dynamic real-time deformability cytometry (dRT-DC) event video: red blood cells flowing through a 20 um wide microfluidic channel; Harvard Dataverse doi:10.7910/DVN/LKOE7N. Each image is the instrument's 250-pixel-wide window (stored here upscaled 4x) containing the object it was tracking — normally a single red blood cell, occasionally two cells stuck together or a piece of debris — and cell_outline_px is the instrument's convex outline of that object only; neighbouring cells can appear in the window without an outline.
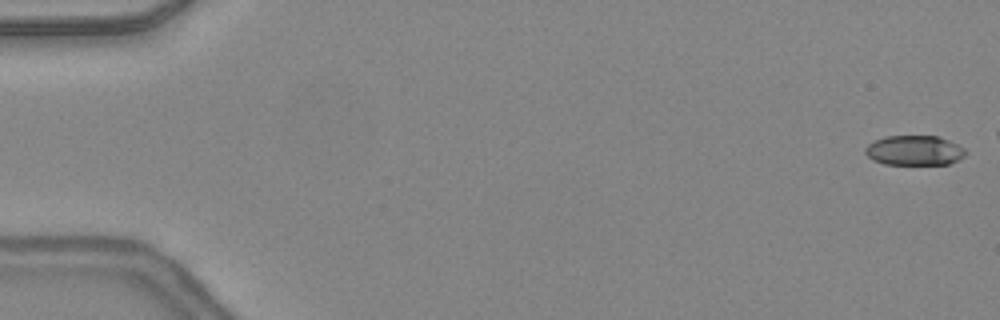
{"species": "common noctule bat (a hibernating species)", "species_latin": "Nyctalus noctula", "temperature_condition": "warm", "stored_images_in_passage": 41, "camera_frame_rate_fps": 3000, "um_per_image_px": 0.085, "animal": {"sex": "female", "body_mass_g": 24.6, "forearm_length_mm": 56.2}, "frame": {"image": 1, "passage_image": 1, "time_ms": 0.0, "image_size_px": [1000, 320], "cell_outline_px": [[968, 152], [964, 156], [948, 164], [884, 164], [872, 160], [864, 152], [864, 148], [872, 140], [884, 136], [936, 136], [948, 140], [964, 148]], "centroid_in_image_um": [77.67, 12.78], "position_along_channel_um": 7.3, "area_um2": 17.51}}
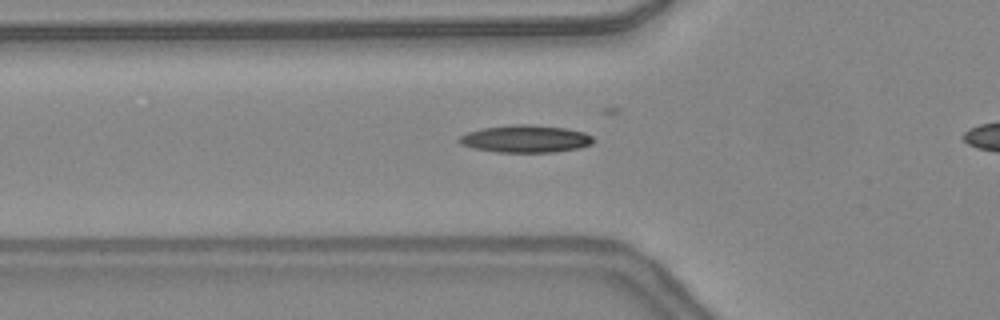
{"frame": {"image": 2, "passage_image": 17, "time_ms": 5.333, "image_size_px": [1000, 320], "cell_outline_px": [[596, 140], [592, 144], [580, 148], [556, 152], [496, 152], [472, 148], [460, 144], [456, 140], [460, 136], [468, 132], [484, 128], [516, 124], [528, 124], [564, 128], [584, 132], [592, 136]], "centroid_in_image_um": [44.69, 11.81], "position_along_channel_um": 81.1, "area_um2": 21.5}}
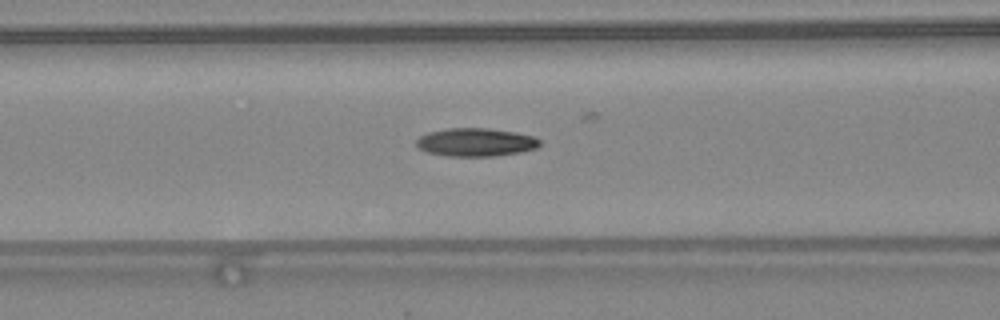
{"frame": {"image": 3, "passage_image": 20, "time_ms": 6.333, "image_size_px": [1000, 320], "cell_outline_px": [[540, 144], [536, 148], [520, 152], [496, 156], [448, 156], [428, 152], [420, 148], [416, 144], [416, 140], [420, 136], [428, 132], [448, 128], [488, 128], [516, 132], [536, 136], [540, 140]], "centroid_in_image_um": [40.47, 12.08], "position_along_channel_um": 126.1, "area_um2": 20.35}}